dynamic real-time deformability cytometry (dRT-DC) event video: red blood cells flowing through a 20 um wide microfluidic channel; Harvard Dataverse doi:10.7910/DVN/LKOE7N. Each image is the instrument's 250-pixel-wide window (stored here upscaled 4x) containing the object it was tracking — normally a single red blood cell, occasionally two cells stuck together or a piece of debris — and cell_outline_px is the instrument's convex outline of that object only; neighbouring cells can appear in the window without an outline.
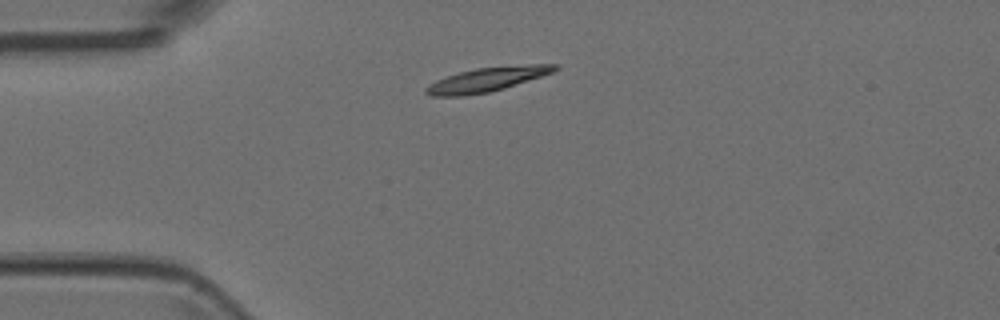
{"species": "Egyptian fruit bat (a non-hibernating species)", "species_latin": "Rousettus aegyptiacus", "temperature_condition": "room temperature", "stored_images_in_passage": 3, "camera_frame_rate_fps": 3000, "um_per_image_px": 0.085, "animal": {"sex": "female"}, "frame": {"image": 1, "passage_image": 3, "time_ms": 0.667, "image_size_px": [1000, 320], "cell_outline_px": [[560, 68], [552, 72], [504, 88], [488, 92], [464, 96], [432, 96], [424, 92], [424, 88], [428, 84], [436, 80], [460, 72], [476, 68], [528, 64], [560, 64]], "centroid_in_image_um": [41.37, 6.75], "position_along_channel_um": 43.6, "area_um2": 18.03}}